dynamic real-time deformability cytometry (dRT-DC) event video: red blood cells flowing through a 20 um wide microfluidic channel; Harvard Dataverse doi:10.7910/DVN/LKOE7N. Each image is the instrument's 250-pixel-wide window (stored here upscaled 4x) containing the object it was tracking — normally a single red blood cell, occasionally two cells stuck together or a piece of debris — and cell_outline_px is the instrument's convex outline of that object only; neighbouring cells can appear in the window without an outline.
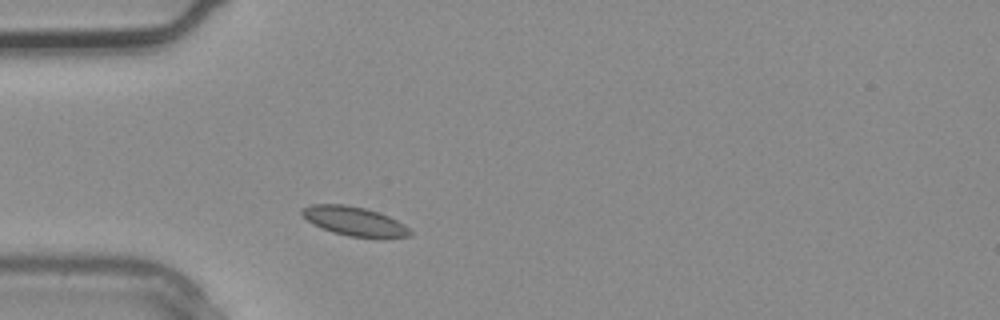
{"species": "common noctule bat (a hibernating species)", "species_latin": "Nyctalus noctula", "temperature_condition": "warm", "stored_images_in_passage": 1, "camera_frame_rate_fps": 3000, "um_per_image_px": 0.085, "animal": {"sex": "male", "body_mass_g": 20.4}, "frame": {"image": 1, "passage_image": 1, "time_ms": 0.0, "image_size_px": [1000, 320], "cell_outline_px": [[412, 236], [348, 236], [332, 232], [312, 224], [300, 212], [300, 208], [312, 204], [344, 204], [364, 208], [388, 216], [404, 224], [412, 232]], "centroid_in_image_um": [30.05, 18.77], "position_along_channel_um": 55.0, "area_um2": 17.86}}